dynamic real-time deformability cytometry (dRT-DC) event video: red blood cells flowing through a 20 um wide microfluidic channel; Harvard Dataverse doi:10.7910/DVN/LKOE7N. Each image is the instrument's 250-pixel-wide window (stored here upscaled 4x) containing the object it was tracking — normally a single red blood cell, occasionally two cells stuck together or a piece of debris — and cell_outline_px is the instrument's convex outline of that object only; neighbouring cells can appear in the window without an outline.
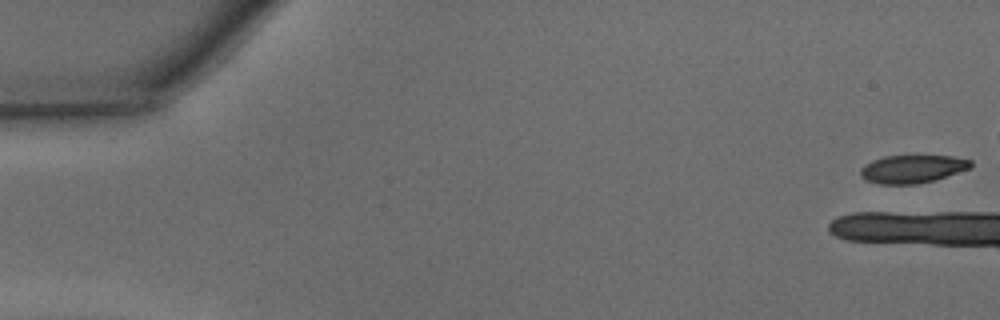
{"species": "common noctule bat (a hibernating species)", "species_latin": "Nyctalus noctula", "temperature_condition": "warm", "stored_images_in_passage": 5, "camera_frame_rate_fps": 3000, "um_per_image_px": 0.085, "animal": {"sex": "male", "body_mass_g": 15.6}, "frame": {"image": 1, "passage_image": 1, "time_ms": 0.0, "image_size_px": [1000, 320], "cell_outline_px": [[972, 168], [932, 180], [916, 184], [880, 184], [868, 180], [860, 176], [860, 168], [864, 164], [872, 160], [884, 156], [952, 156], [972, 160]], "centroid_in_image_um": [77.54, 14.35], "position_along_channel_um": 7.5, "area_um2": 17.92}}